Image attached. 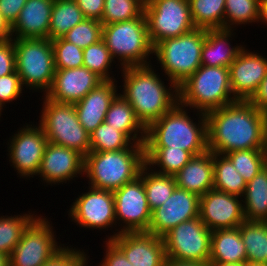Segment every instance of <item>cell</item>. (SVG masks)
I'll list each match as a JSON object with an SVG mask.
<instances>
[{
    "label": "cell",
    "mask_w": 267,
    "mask_h": 266,
    "mask_svg": "<svg viewBox=\"0 0 267 266\" xmlns=\"http://www.w3.org/2000/svg\"><path fill=\"white\" fill-rule=\"evenodd\" d=\"M111 241L133 266H164L166 250L161 237L147 233H120Z\"/></svg>",
    "instance_id": "44dd1931"
},
{
    "label": "cell",
    "mask_w": 267,
    "mask_h": 266,
    "mask_svg": "<svg viewBox=\"0 0 267 266\" xmlns=\"http://www.w3.org/2000/svg\"><path fill=\"white\" fill-rule=\"evenodd\" d=\"M207 145L213 153L263 149L267 114L249 100H237L206 114Z\"/></svg>",
    "instance_id": "6da1fadb"
},
{
    "label": "cell",
    "mask_w": 267,
    "mask_h": 266,
    "mask_svg": "<svg viewBox=\"0 0 267 266\" xmlns=\"http://www.w3.org/2000/svg\"><path fill=\"white\" fill-rule=\"evenodd\" d=\"M102 39L112 58H118L120 68L151 64L149 56L153 55V45L144 12L131 20L103 25Z\"/></svg>",
    "instance_id": "8992f818"
},
{
    "label": "cell",
    "mask_w": 267,
    "mask_h": 266,
    "mask_svg": "<svg viewBox=\"0 0 267 266\" xmlns=\"http://www.w3.org/2000/svg\"><path fill=\"white\" fill-rule=\"evenodd\" d=\"M210 266H245V262H238V263H220V262H209Z\"/></svg>",
    "instance_id": "db71d44e"
},
{
    "label": "cell",
    "mask_w": 267,
    "mask_h": 266,
    "mask_svg": "<svg viewBox=\"0 0 267 266\" xmlns=\"http://www.w3.org/2000/svg\"><path fill=\"white\" fill-rule=\"evenodd\" d=\"M54 233L48 219L37 216L11 252L10 266H43L64 248V244L58 245Z\"/></svg>",
    "instance_id": "8fae6325"
},
{
    "label": "cell",
    "mask_w": 267,
    "mask_h": 266,
    "mask_svg": "<svg viewBox=\"0 0 267 266\" xmlns=\"http://www.w3.org/2000/svg\"><path fill=\"white\" fill-rule=\"evenodd\" d=\"M245 266H267L266 264L245 262Z\"/></svg>",
    "instance_id": "6f0895ef"
},
{
    "label": "cell",
    "mask_w": 267,
    "mask_h": 266,
    "mask_svg": "<svg viewBox=\"0 0 267 266\" xmlns=\"http://www.w3.org/2000/svg\"><path fill=\"white\" fill-rule=\"evenodd\" d=\"M39 125L48 142L75 149L86 156L90 152V135L78 120L75 105L59 103L44 96Z\"/></svg>",
    "instance_id": "9c48e42d"
},
{
    "label": "cell",
    "mask_w": 267,
    "mask_h": 266,
    "mask_svg": "<svg viewBox=\"0 0 267 266\" xmlns=\"http://www.w3.org/2000/svg\"><path fill=\"white\" fill-rule=\"evenodd\" d=\"M205 37L206 29L195 28L181 36L160 41L153 47V54L167 80L179 86L201 66Z\"/></svg>",
    "instance_id": "52a82bcc"
},
{
    "label": "cell",
    "mask_w": 267,
    "mask_h": 266,
    "mask_svg": "<svg viewBox=\"0 0 267 266\" xmlns=\"http://www.w3.org/2000/svg\"><path fill=\"white\" fill-rule=\"evenodd\" d=\"M112 62L116 61L112 58L103 39L83 49V67L95 72L103 80H115L110 76Z\"/></svg>",
    "instance_id": "74e56055"
},
{
    "label": "cell",
    "mask_w": 267,
    "mask_h": 266,
    "mask_svg": "<svg viewBox=\"0 0 267 266\" xmlns=\"http://www.w3.org/2000/svg\"><path fill=\"white\" fill-rule=\"evenodd\" d=\"M164 266H210V265L209 263L181 261V260L166 258Z\"/></svg>",
    "instance_id": "816d5d0a"
},
{
    "label": "cell",
    "mask_w": 267,
    "mask_h": 266,
    "mask_svg": "<svg viewBox=\"0 0 267 266\" xmlns=\"http://www.w3.org/2000/svg\"><path fill=\"white\" fill-rule=\"evenodd\" d=\"M242 198L246 221H267V167L246 184Z\"/></svg>",
    "instance_id": "83f0119b"
},
{
    "label": "cell",
    "mask_w": 267,
    "mask_h": 266,
    "mask_svg": "<svg viewBox=\"0 0 267 266\" xmlns=\"http://www.w3.org/2000/svg\"><path fill=\"white\" fill-rule=\"evenodd\" d=\"M259 21L267 25V0H260Z\"/></svg>",
    "instance_id": "f5cc1de1"
},
{
    "label": "cell",
    "mask_w": 267,
    "mask_h": 266,
    "mask_svg": "<svg viewBox=\"0 0 267 266\" xmlns=\"http://www.w3.org/2000/svg\"><path fill=\"white\" fill-rule=\"evenodd\" d=\"M229 70L234 97L237 100H250L267 74V58L244 47Z\"/></svg>",
    "instance_id": "d6986e66"
},
{
    "label": "cell",
    "mask_w": 267,
    "mask_h": 266,
    "mask_svg": "<svg viewBox=\"0 0 267 266\" xmlns=\"http://www.w3.org/2000/svg\"><path fill=\"white\" fill-rule=\"evenodd\" d=\"M144 13L153 47L195 29L189 0H145Z\"/></svg>",
    "instance_id": "30bf717a"
},
{
    "label": "cell",
    "mask_w": 267,
    "mask_h": 266,
    "mask_svg": "<svg viewBox=\"0 0 267 266\" xmlns=\"http://www.w3.org/2000/svg\"><path fill=\"white\" fill-rule=\"evenodd\" d=\"M86 19L101 21L104 11V0H75Z\"/></svg>",
    "instance_id": "7dc6e473"
},
{
    "label": "cell",
    "mask_w": 267,
    "mask_h": 266,
    "mask_svg": "<svg viewBox=\"0 0 267 266\" xmlns=\"http://www.w3.org/2000/svg\"><path fill=\"white\" fill-rule=\"evenodd\" d=\"M116 80H104L86 96L74 103L78 120L90 134L105 121L111 102L118 95Z\"/></svg>",
    "instance_id": "7402d4cb"
},
{
    "label": "cell",
    "mask_w": 267,
    "mask_h": 266,
    "mask_svg": "<svg viewBox=\"0 0 267 266\" xmlns=\"http://www.w3.org/2000/svg\"><path fill=\"white\" fill-rule=\"evenodd\" d=\"M211 233L199 217L180 223L162 237L166 257L209 263Z\"/></svg>",
    "instance_id": "7c38bea8"
},
{
    "label": "cell",
    "mask_w": 267,
    "mask_h": 266,
    "mask_svg": "<svg viewBox=\"0 0 267 266\" xmlns=\"http://www.w3.org/2000/svg\"><path fill=\"white\" fill-rule=\"evenodd\" d=\"M2 110H3V105L0 104V116H1Z\"/></svg>",
    "instance_id": "680465c9"
},
{
    "label": "cell",
    "mask_w": 267,
    "mask_h": 266,
    "mask_svg": "<svg viewBox=\"0 0 267 266\" xmlns=\"http://www.w3.org/2000/svg\"><path fill=\"white\" fill-rule=\"evenodd\" d=\"M27 0H0V13L12 26Z\"/></svg>",
    "instance_id": "c3c4849f"
},
{
    "label": "cell",
    "mask_w": 267,
    "mask_h": 266,
    "mask_svg": "<svg viewBox=\"0 0 267 266\" xmlns=\"http://www.w3.org/2000/svg\"><path fill=\"white\" fill-rule=\"evenodd\" d=\"M103 24L94 19H85L70 29L62 38L84 49L102 39Z\"/></svg>",
    "instance_id": "60d3db41"
},
{
    "label": "cell",
    "mask_w": 267,
    "mask_h": 266,
    "mask_svg": "<svg viewBox=\"0 0 267 266\" xmlns=\"http://www.w3.org/2000/svg\"><path fill=\"white\" fill-rule=\"evenodd\" d=\"M88 258L89 256L85 254L84 250L81 251L75 247L64 246L59 253L43 266H88Z\"/></svg>",
    "instance_id": "7bdbcfd3"
},
{
    "label": "cell",
    "mask_w": 267,
    "mask_h": 266,
    "mask_svg": "<svg viewBox=\"0 0 267 266\" xmlns=\"http://www.w3.org/2000/svg\"><path fill=\"white\" fill-rule=\"evenodd\" d=\"M144 148L145 164L151 167L154 172L169 176H175L194 157L191 152L183 149H171L170 147ZM155 166L160 169L158 170Z\"/></svg>",
    "instance_id": "f1b7e54d"
},
{
    "label": "cell",
    "mask_w": 267,
    "mask_h": 266,
    "mask_svg": "<svg viewBox=\"0 0 267 266\" xmlns=\"http://www.w3.org/2000/svg\"><path fill=\"white\" fill-rule=\"evenodd\" d=\"M23 88L20 76L16 71L0 77V104L4 107L6 103L18 99L22 95Z\"/></svg>",
    "instance_id": "ee69618b"
},
{
    "label": "cell",
    "mask_w": 267,
    "mask_h": 266,
    "mask_svg": "<svg viewBox=\"0 0 267 266\" xmlns=\"http://www.w3.org/2000/svg\"><path fill=\"white\" fill-rule=\"evenodd\" d=\"M259 11L260 0H225L224 28L259 22Z\"/></svg>",
    "instance_id": "8d00e7d4"
},
{
    "label": "cell",
    "mask_w": 267,
    "mask_h": 266,
    "mask_svg": "<svg viewBox=\"0 0 267 266\" xmlns=\"http://www.w3.org/2000/svg\"><path fill=\"white\" fill-rule=\"evenodd\" d=\"M256 108L267 114V74L261 81L257 92L249 100Z\"/></svg>",
    "instance_id": "681fc988"
},
{
    "label": "cell",
    "mask_w": 267,
    "mask_h": 266,
    "mask_svg": "<svg viewBox=\"0 0 267 266\" xmlns=\"http://www.w3.org/2000/svg\"><path fill=\"white\" fill-rule=\"evenodd\" d=\"M90 135V151H118L130 147L134 142L123 132L116 130L105 121Z\"/></svg>",
    "instance_id": "d590c367"
},
{
    "label": "cell",
    "mask_w": 267,
    "mask_h": 266,
    "mask_svg": "<svg viewBox=\"0 0 267 266\" xmlns=\"http://www.w3.org/2000/svg\"><path fill=\"white\" fill-rule=\"evenodd\" d=\"M239 232L246 248L247 262L267 265V221H243Z\"/></svg>",
    "instance_id": "4dcf8cb0"
},
{
    "label": "cell",
    "mask_w": 267,
    "mask_h": 266,
    "mask_svg": "<svg viewBox=\"0 0 267 266\" xmlns=\"http://www.w3.org/2000/svg\"><path fill=\"white\" fill-rule=\"evenodd\" d=\"M12 39V26L0 13V42Z\"/></svg>",
    "instance_id": "f907efd6"
},
{
    "label": "cell",
    "mask_w": 267,
    "mask_h": 266,
    "mask_svg": "<svg viewBox=\"0 0 267 266\" xmlns=\"http://www.w3.org/2000/svg\"><path fill=\"white\" fill-rule=\"evenodd\" d=\"M225 155L230 159L234 168L245 179L246 183L251 181L265 167L262 149L235 150Z\"/></svg>",
    "instance_id": "ab89813d"
},
{
    "label": "cell",
    "mask_w": 267,
    "mask_h": 266,
    "mask_svg": "<svg viewBox=\"0 0 267 266\" xmlns=\"http://www.w3.org/2000/svg\"><path fill=\"white\" fill-rule=\"evenodd\" d=\"M88 192L78 195L68 215L76 225L84 228L105 230L117 225L115 202L112 191L88 188Z\"/></svg>",
    "instance_id": "9a60e30c"
},
{
    "label": "cell",
    "mask_w": 267,
    "mask_h": 266,
    "mask_svg": "<svg viewBox=\"0 0 267 266\" xmlns=\"http://www.w3.org/2000/svg\"><path fill=\"white\" fill-rule=\"evenodd\" d=\"M246 184L226 155L213 153V189L242 198Z\"/></svg>",
    "instance_id": "f546056e"
},
{
    "label": "cell",
    "mask_w": 267,
    "mask_h": 266,
    "mask_svg": "<svg viewBox=\"0 0 267 266\" xmlns=\"http://www.w3.org/2000/svg\"><path fill=\"white\" fill-rule=\"evenodd\" d=\"M0 266H10L9 255L0 252Z\"/></svg>",
    "instance_id": "9f6ffc18"
},
{
    "label": "cell",
    "mask_w": 267,
    "mask_h": 266,
    "mask_svg": "<svg viewBox=\"0 0 267 266\" xmlns=\"http://www.w3.org/2000/svg\"><path fill=\"white\" fill-rule=\"evenodd\" d=\"M145 0H104L103 25L134 19L144 12Z\"/></svg>",
    "instance_id": "f35d334b"
},
{
    "label": "cell",
    "mask_w": 267,
    "mask_h": 266,
    "mask_svg": "<svg viewBox=\"0 0 267 266\" xmlns=\"http://www.w3.org/2000/svg\"><path fill=\"white\" fill-rule=\"evenodd\" d=\"M193 23L206 30L224 28L225 0H189Z\"/></svg>",
    "instance_id": "836d02e7"
},
{
    "label": "cell",
    "mask_w": 267,
    "mask_h": 266,
    "mask_svg": "<svg viewBox=\"0 0 267 266\" xmlns=\"http://www.w3.org/2000/svg\"><path fill=\"white\" fill-rule=\"evenodd\" d=\"M188 113L186 106L178 102L146 128L144 147L183 149L194 156L205 153L208 150L206 114L196 111L197 123Z\"/></svg>",
    "instance_id": "3957f363"
},
{
    "label": "cell",
    "mask_w": 267,
    "mask_h": 266,
    "mask_svg": "<svg viewBox=\"0 0 267 266\" xmlns=\"http://www.w3.org/2000/svg\"><path fill=\"white\" fill-rule=\"evenodd\" d=\"M178 92L180 104L204 114L237 101L227 67L201 65L178 86Z\"/></svg>",
    "instance_id": "5b68a950"
},
{
    "label": "cell",
    "mask_w": 267,
    "mask_h": 266,
    "mask_svg": "<svg viewBox=\"0 0 267 266\" xmlns=\"http://www.w3.org/2000/svg\"><path fill=\"white\" fill-rule=\"evenodd\" d=\"M139 177L143 180L151 211L166 202L177 187L174 176L154 172L146 164L142 167Z\"/></svg>",
    "instance_id": "1f68e13d"
},
{
    "label": "cell",
    "mask_w": 267,
    "mask_h": 266,
    "mask_svg": "<svg viewBox=\"0 0 267 266\" xmlns=\"http://www.w3.org/2000/svg\"><path fill=\"white\" fill-rule=\"evenodd\" d=\"M104 80L86 67L56 69L50 90L45 96L59 103H76Z\"/></svg>",
    "instance_id": "ffe728a7"
},
{
    "label": "cell",
    "mask_w": 267,
    "mask_h": 266,
    "mask_svg": "<svg viewBox=\"0 0 267 266\" xmlns=\"http://www.w3.org/2000/svg\"><path fill=\"white\" fill-rule=\"evenodd\" d=\"M85 19L75 0H54L48 38L62 37Z\"/></svg>",
    "instance_id": "d6a6232c"
},
{
    "label": "cell",
    "mask_w": 267,
    "mask_h": 266,
    "mask_svg": "<svg viewBox=\"0 0 267 266\" xmlns=\"http://www.w3.org/2000/svg\"><path fill=\"white\" fill-rule=\"evenodd\" d=\"M174 178L178 188L204 195L213 189V152L194 156Z\"/></svg>",
    "instance_id": "cb8c5ba5"
},
{
    "label": "cell",
    "mask_w": 267,
    "mask_h": 266,
    "mask_svg": "<svg viewBox=\"0 0 267 266\" xmlns=\"http://www.w3.org/2000/svg\"><path fill=\"white\" fill-rule=\"evenodd\" d=\"M85 156L75 149L48 142L36 176L51 184L67 183L84 175Z\"/></svg>",
    "instance_id": "ac0fdd59"
},
{
    "label": "cell",
    "mask_w": 267,
    "mask_h": 266,
    "mask_svg": "<svg viewBox=\"0 0 267 266\" xmlns=\"http://www.w3.org/2000/svg\"><path fill=\"white\" fill-rule=\"evenodd\" d=\"M122 94L134 109L135 116L147 128L179 102L178 86H166L152 65L122 68Z\"/></svg>",
    "instance_id": "7a4b0ae2"
},
{
    "label": "cell",
    "mask_w": 267,
    "mask_h": 266,
    "mask_svg": "<svg viewBox=\"0 0 267 266\" xmlns=\"http://www.w3.org/2000/svg\"><path fill=\"white\" fill-rule=\"evenodd\" d=\"M144 165V144L133 143L118 151H90L85 156L84 174L90 187L114 192L136 179Z\"/></svg>",
    "instance_id": "277c9868"
},
{
    "label": "cell",
    "mask_w": 267,
    "mask_h": 266,
    "mask_svg": "<svg viewBox=\"0 0 267 266\" xmlns=\"http://www.w3.org/2000/svg\"><path fill=\"white\" fill-rule=\"evenodd\" d=\"M105 242V256L98 266H133L124 253L111 240L106 238Z\"/></svg>",
    "instance_id": "bcb514c9"
},
{
    "label": "cell",
    "mask_w": 267,
    "mask_h": 266,
    "mask_svg": "<svg viewBox=\"0 0 267 266\" xmlns=\"http://www.w3.org/2000/svg\"><path fill=\"white\" fill-rule=\"evenodd\" d=\"M236 29L206 30V37L201 51V65L229 68L239 52L246 46H232L229 39Z\"/></svg>",
    "instance_id": "d4e9b609"
},
{
    "label": "cell",
    "mask_w": 267,
    "mask_h": 266,
    "mask_svg": "<svg viewBox=\"0 0 267 266\" xmlns=\"http://www.w3.org/2000/svg\"><path fill=\"white\" fill-rule=\"evenodd\" d=\"M105 122L125 133L134 143H145L146 128L135 116L129 102L120 94L111 102L105 115Z\"/></svg>",
    "instance_id": "4316f807"
},
{
    "label": "cell",
    "mask_w": 267,
    "mask_h": 266,
    "mask_svg": "<svg viewBox=\"0 0 267 266\" xmlns=\"http://www.w3.org/2000/svg\"><path fill=\"white\" fill-rule=\"evenodd\" d=\"M116 222L121 229L113 233L108 240L120 233L147 232L151 222L152 211L149 208L143 180L138 176L113 192Z\"/></svg>",
    "instance_id": "4fadbf2b"
},
{
    "label": "cell",
    "mask_w": 267,
    "mask_h": 266,
    "mask_svg": "<svg viewBox=\"0 0 267 266\" xmlns=\"http://www.w3.org/2000/svg\"><path fill=\"white\" fill-rule=\"evenodd\" d=\"M55 69H69L83 66V49L64 40H52Z\"/></svg>",
    "instance_id": "b9f144b4"
},
{
    "label": "cell",
    "mask_w": 267,
    "mask_h": 266,
    "mask_svg": "<svg viewBox=\"0 0 267 266\" xmlns=\"http://www.w3.org/2000/svg\"><path fill=\"white\" fill-rule=\"evenodd\" d=\"M16 71L14 39L0 42V77Z\"/></svg>",
    "instance_id": "f6af8a7d"
},
{
    "label": "cell",
    "mask_w": 267,
    "mask_h": 266,
    "mask_svg": "<svg viewBox=\"0 0 267 266\" xmlns=\"http://www.w3.org/2000/svg\"><path fill=\"white\" fill-rule=\"evenodd\" d=\"M199 198L176 187L167 201L152 211L148 233L162 238L180 223L199 217Z\"/></svg>",
    "instance_id": "2e32d148"
},
{
    "label": "cell",
    "mask_w": 267,
    "mask_h": 266,
    "mask_svg": "<svg viewBox=\"0 0 267 266\" xmlns=\"http://www.w3.org/2000/svg\"><path fill=\"white\" fill-rule=\"evenodd\" d=\"M241 199L238 196L211 189L199 198V218L211 231L238 228L245 221Z\"/></svg>",
    "instance_id": "e0dca14e"
},
{
    "label": "cell",
    "mask_w": 267,
    "mask_h": 266,
    "mask_svg": "<svg viewBox=\"0 0 267 266\" xmlns=\"http://www.w3.org/2000/svg\"><path fill=\"white\" fill-rule=\"evenodd\" d=\"M16 72L22 86L45 95L55 75L52 40L49 38L14 39Z\"/></svg>",
    "instance_id": "ba28073f"
},
{
    "label": "cell",
    "mask_w": 267,
    "mask_h": 266,
    "mask_svg": "<svg viewBox=\"0 0 267 266\" xmlns=\"http://www.w3.org/2000/svg\"><path fill=\"white\" fill-rule=\"evenodd\" d=\"M263 155H264V163L265 167H267V129L265 131L264 135V142H263Z\"/></svg>",
    "instance_id": "11a10c76"
},
{
    "label": "cell",
    "mask_w": 267,
    "mask_h": 266,
    "mask_svg": "<svg viewBox=\"0 0 267 266\" xmlns=\"http://www.w3.org/2000/svg\"><path fill=\"white\" fill-rule=\"evenodd\" d=\"M35 214L0 216V252L10 256Z\"/></svg>",
    "instance_id": "e575fe53"
},
{
    "label": "cell",
    "mask_w": 267,
    "mask_h": 266,
    "mask_svg": "<svg viewBox=\"0 0 267 266\" xmlns=\"http://www.w3.org/2000/svg\"><path fill=\"white\" fill-rule=\"evenodd\" d=\"M8 142L9 162L20 178L37 175L45 148L48 144L42 127L32 124L21 127Z\"/></svg>",
    "instance_id": "5bb4252c"
},
{
    "label": "cell",
    "mask_w": 267,
    "mask_h": 266,
    "mask_svg": "<svg viewBox=\"0 0 267 266\" xmlns=\"http://www.w3.org/2000/svg\"><path fill=\"white\" fill-rule=\"evenodd\" d=\"M54 0H27L12 25V39L48 38Z\"/></svg>",
    "instance_id": "603a6c76"
},
{
    "label": "cell",
    "mask_w": 267,
    "mask_h": 266,
    "mask_svg": "<svg viewBox=\"0 0 267 266\" xmlns=\"http://www.w3.org/2000/svg\"><path fill=\"white\" fill-rule=\"evenodd\" d=\"M209 262H247L246 248L239 228L212 231Z\"/></svg>",
    "instance_id": "484cf974"
}]
</instances>
